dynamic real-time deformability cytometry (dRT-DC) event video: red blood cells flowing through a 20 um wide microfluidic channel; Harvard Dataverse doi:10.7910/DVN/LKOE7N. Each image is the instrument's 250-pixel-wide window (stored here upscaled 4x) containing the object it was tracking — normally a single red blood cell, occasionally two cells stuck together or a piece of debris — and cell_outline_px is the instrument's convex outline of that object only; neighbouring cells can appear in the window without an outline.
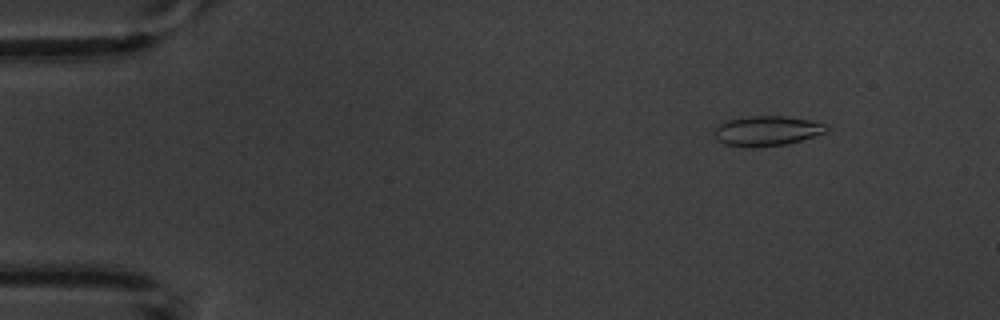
{"species": "common noctule bat (a hibernating species)", "species_latin": "Nyctalus noctula", "temperature_condition": "warm", "stored_images_in_passage": 4, "camera_frame_rate_fps": 3000, "um_per_image_px": 0.085, "animal": {"sex": "male", "body_mass_g": 20.1, "forearm_length_mm": 53.5}, "frame": {"image": 1, "passage_image": 2, "time_ms": 1.0, "image_size_px": [1000, 320], "cell_outline_px": [[832, 128], [828, 132], [788, 144], [752, 148], [744, 148], [724, 144], [716, 140], [712, 132], [720, 124], [728, 120], [748, 116], [784, 116], [808, 120], [828, 124]], "centroid_in_image_um": [65.2, 11.14], "position_along_channel_um": 19.8, "area_um2": 20.0}}